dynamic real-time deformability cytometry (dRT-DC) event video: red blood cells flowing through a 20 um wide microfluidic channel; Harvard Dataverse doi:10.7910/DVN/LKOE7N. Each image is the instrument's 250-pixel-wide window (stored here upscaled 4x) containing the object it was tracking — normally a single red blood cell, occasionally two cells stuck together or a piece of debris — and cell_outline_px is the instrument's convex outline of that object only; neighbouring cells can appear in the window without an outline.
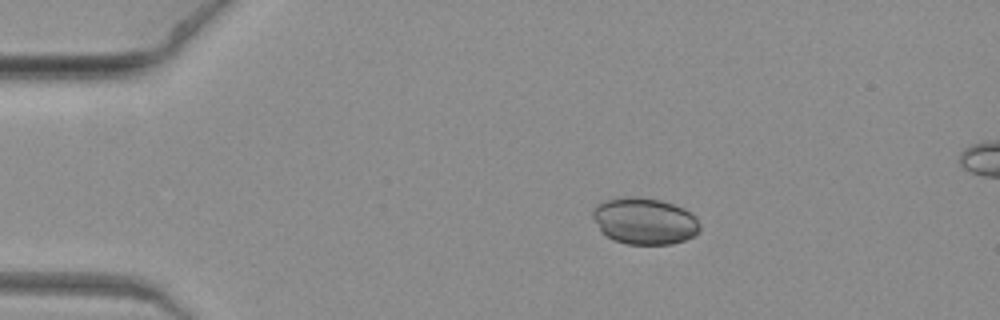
{"species": "common noctule bat (a hibernating species)", "species_latin": "Nyctalus noctula", "temperature_condition": "warm", "stored_images_in_passage": 4, "camera_frame_rate_fps": 3000, "um_per_image_px": 0.085, "animal": {"sex": "female", "body_mass_g": 19.3, "forearm_length_mm": 54.1}, "frame": {"image": 1, "passage_image": 1, "time_ms": 0.0, "image_size_px": [1000, 320], "cell_outline_px": [[700, 232], [684, 240], [672, 244], [628, 244], [612, 240], [600, 232], [592, 216], [592, 212], [596, 204], [604, 200], [620, 196], [640, 196], [660, 200], [684, 208], [692, 212], [696, 216], [700, 224]], "centroid_in_image_um": [54.77, 18.77], "position_along_channel_um": 30.2, "area_um2": 29.65}}